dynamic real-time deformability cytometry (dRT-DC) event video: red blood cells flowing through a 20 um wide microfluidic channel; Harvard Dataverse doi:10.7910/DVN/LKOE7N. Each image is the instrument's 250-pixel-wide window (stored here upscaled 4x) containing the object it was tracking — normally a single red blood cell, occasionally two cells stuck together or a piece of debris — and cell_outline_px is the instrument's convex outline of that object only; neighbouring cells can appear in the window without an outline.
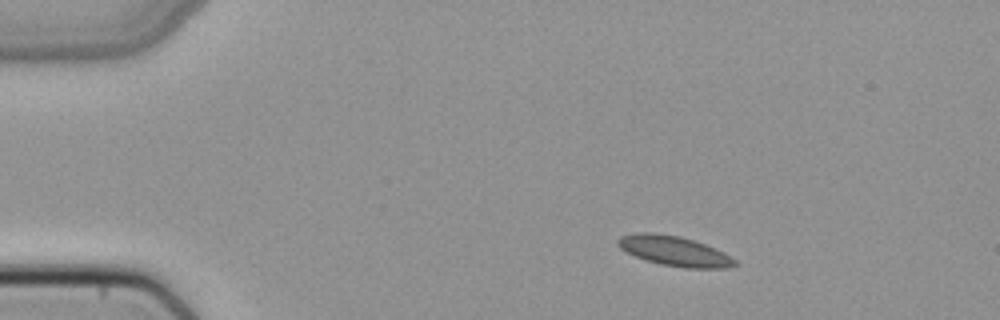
{"species": "common noctule bat (a hibernating species)", "species_latin": "Nyctalus noctula", "temperature_condition": "cold", "stored_images_in_passage": 43, "camera_frame_rate_fps": 3000, "um_per_image_px": 0.085, "animal": {"sex": "female", "body_mass_g": 22.7, "forearm_length_mm": 54.2}, "frame": {"image": 1, "passage_image": 1, "time_ms": 0.0, "image_size_px": [1000, 320], "cell_outline_px": [[736, 264], [728, 268], [684, 268], [660, 264], [644, 260], [620, 248], [616, 244], [616, 240], [620, 236], [636, 232], [652, 232], [680, 236], [704, 244], [724, 252], [736, 260]], "centroid_in_image_um": [57.28, 21.33], "position_along_channel_um": 27.7, "area_um2": 20.4}}
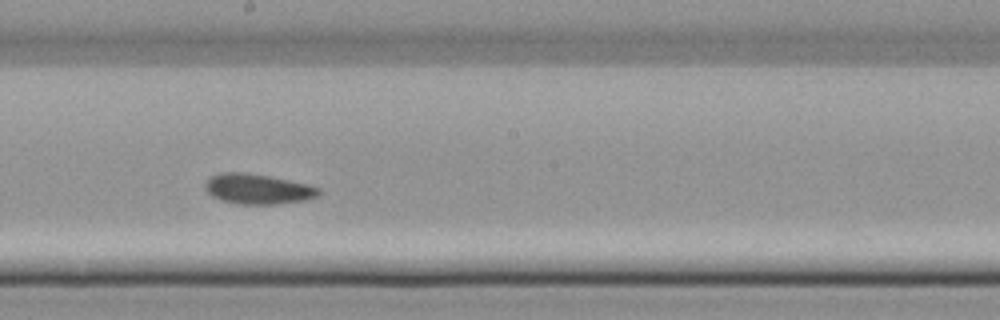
{"frame": {"image": 2, "passage_image": 21, "time_ms": 6.667, "image_size_px": [1000, 320], "cell_outline_px": [[320, 196], [304, 200], [276, 204], [240, 204], [220, 200], [212, 196], [204, 188], [204, 180], [208, 176], [220, 172], [248, 172], [308, 184], [320, 188]], "centroid_in_image_um": [21.86, 16.05], "position_along_channel_um": 226.3, "area_um2": 20.23}}
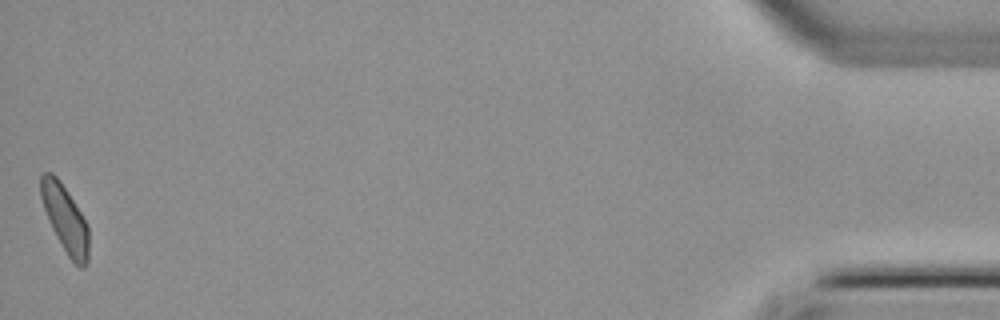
{"frame": {"image": 3, "passage_image": 43, "time_ms": 14.0, "image_size_px": [1000, 320], "cell_outline_px": [[88, 264], [84, 268], [80, 268], [68, 256], [56, 236], [52, 228], [44, 208], [40, 196], [40, 176], [44, 172], [52, 172], [60, 180], [68, 192], [88, 224]], "centroid_in_image_um": [5.54, 18.59], "position_along_channel_um": 429.7, "area_um2": 18.67}}